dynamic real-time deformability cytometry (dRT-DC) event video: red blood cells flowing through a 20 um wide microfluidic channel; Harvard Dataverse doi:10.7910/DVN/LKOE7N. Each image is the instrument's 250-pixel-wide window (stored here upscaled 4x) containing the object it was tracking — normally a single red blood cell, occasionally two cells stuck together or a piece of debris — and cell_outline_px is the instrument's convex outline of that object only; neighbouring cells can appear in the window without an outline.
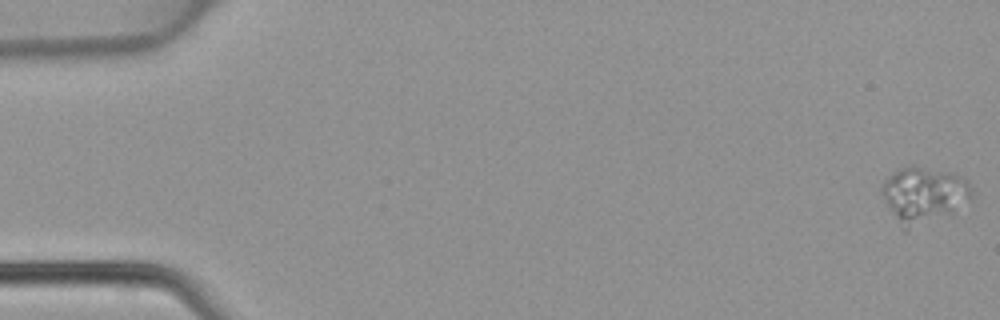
{"species": "common noctule bat (a hibernating species)", "species_latin": "Nyctalus noctula", "temperature_condition": "warm", "stored_images_in_passage": 47, "camera_frame_rate_fps": 3000, "um_per_image_px": 0.085, "animal": {"sex": "female", "body_mass_g": 22.7, "forearm_length_mm": 54.2}, "frame": {"image": 1, "passage_image": 1, "time_ms": 0.0, "image_size_px": [1000, 320], "cell_outline_px": [[972, 200], [952, 212], [904, 232], [900, 228], [884, 200], [880, 192], [880, 188], [884, 180], [896, 168], [908, 164], [912, 164], [948, 172], [960, 176], [968, 180], [972, 188]], "centroid_in_image_um": [78.48, 16.54], "position_along_channel_um": 6.5, "area_um2": 29.88}}
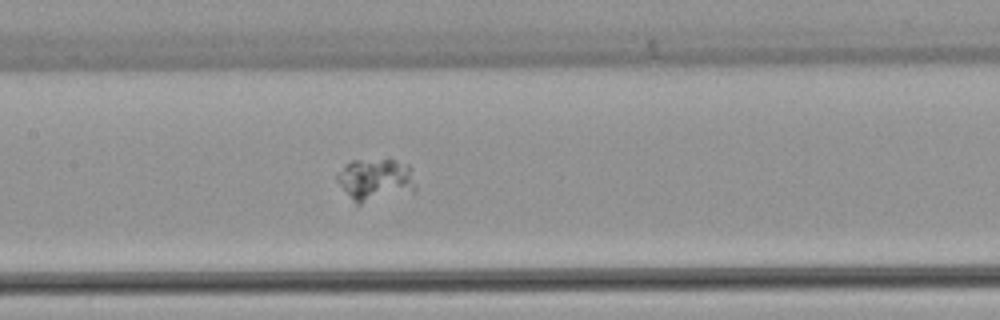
{"frame": {"image": 2, "passage_image": 23, "time_ms": 7.333, "image_size_px": [1000, 320], "cell_outline_px": [[416, 192], [360, 204], [356, 204], [352, 200], [336, 180], [336, 176], [344, 164], [352, 160], [388, 156], [408, 164], [412, 168], [416, 184]], "centroid_in_image_um": [31.97, 15.23], "position_along_channel_um": 175.4, "area_um2": 20.52}}
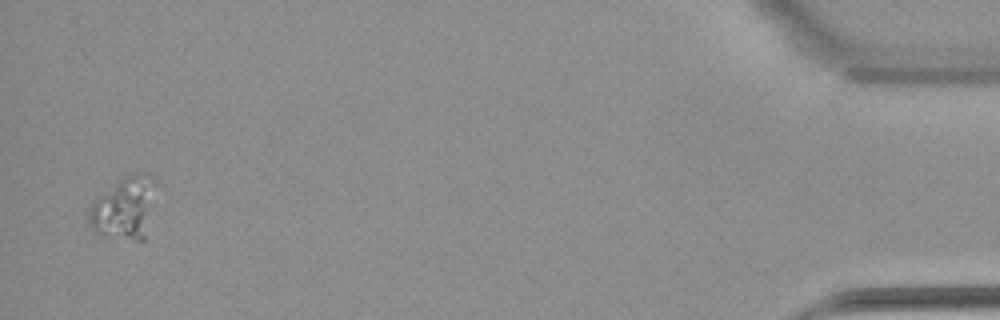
{"frame": {"image": 3, "passage_image": 46, "time_ms": 15.0, "image_size_px": [1000, 320], "cell_outline_px": [[144, 240], [136, 240], [104, 236], [92, 232], [88, 224], [88, 208], [100, 196], [124, 176], [136, 176], [144, 208]], "centroid_in_image_um": [10.12, 17.97], "position_along_channel_um": 425.1, "area_um2": 19.65}}